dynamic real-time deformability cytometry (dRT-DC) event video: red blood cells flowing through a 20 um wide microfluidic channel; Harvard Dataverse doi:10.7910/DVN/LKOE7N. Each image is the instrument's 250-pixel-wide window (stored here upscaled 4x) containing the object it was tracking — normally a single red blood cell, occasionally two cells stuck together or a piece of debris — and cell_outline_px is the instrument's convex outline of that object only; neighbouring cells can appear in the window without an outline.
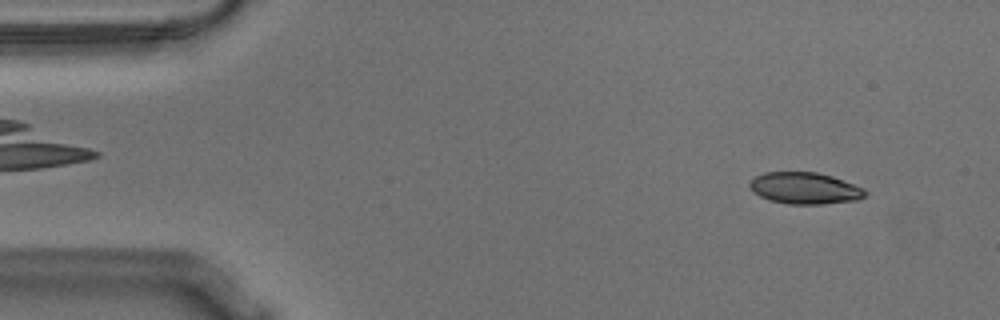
{"species": "Egyptian fruit bat (a non-hibernating species)", "species_latin": "Rousettus aegyptiacus", "temperature_condition": "warm", "stored_images_in_passage": 12, "camera_frame_rate_fps": 3000, "um_per_image_px": 0.085, "animal": {"sex": "male"}, "frame": {"image": 1, "passage_image": 4, "time_ms": 1.0, "image_size_px": [1000, 320], "cell_outline_px": [[868, 192], [860, 200], [824, 204], [788, 204], [768, 200], [752, 192], [748, 184], [756, 176], [764, 172], [816, 172], [832, 176], [864, 188]], "centroid_in_image_um": [68.41, 16.01], "position_along_channel_um": 16.6, "area_um2": 21.44}}